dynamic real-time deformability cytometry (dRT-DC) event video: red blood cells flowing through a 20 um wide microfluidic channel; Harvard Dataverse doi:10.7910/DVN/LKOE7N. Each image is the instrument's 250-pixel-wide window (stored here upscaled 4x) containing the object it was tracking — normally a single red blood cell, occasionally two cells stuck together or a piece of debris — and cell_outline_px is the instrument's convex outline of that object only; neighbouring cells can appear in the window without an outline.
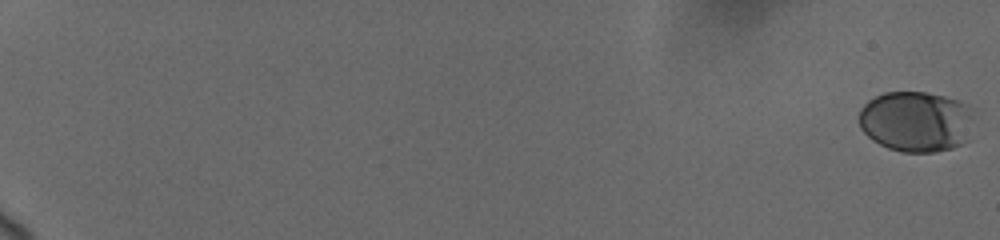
{"species": "human", "species_latin": "Homo sapiens", "temperature_condition": "cold", "stored_images_in_passage": 74, "camera_frame_rate_fps": 3000, "um_per_image_px": 0.085, "donor": {"sex": "female"}, "frame": {"image": 1, "passage_image": 1, "time_ms": 0.0, "image_size_px": [1000, 240], "cell_outline_px": [[976, 108], [964, 140], [960, 144], [952, 148], [936, 152], [900, 152], [888, 148], [872, 140], [860, 128], [860, 108], [868, 100], [884, 92], [924, 92], [944, 96], [960, 100]], "centroid_in_image_um": [77.86, 10.31], "position_along_channel_um": 7.1, "area_um2": 40.81}}
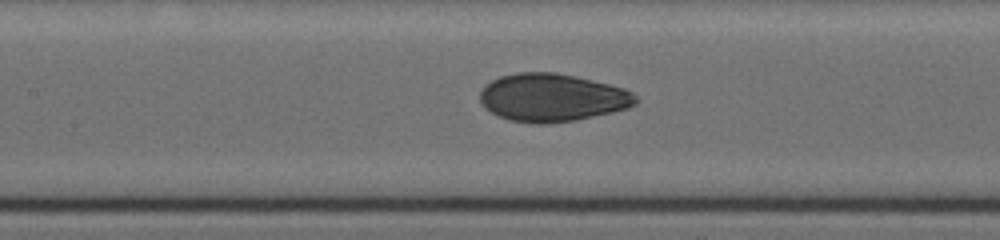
{"frame": {"image": 2, "passage_image": 34, "time_ms": 10.667, "image_size_px": [1000, 240], "cell_outline_px": [[640, 100], [636, 104], [628, 108], [612, 112], [576, 120], [544, 124], [532, 124], [508, 120], [484, 108], [480, 100], [480, 92], [492, 80], [500, 76], [520, 72], [556, 72], [576, 76], [624, 88], [632, 92]], "centroid_in_image_um": [46.95, 8.3], "position_along_channel_um": 160.4, "area_um2": 43.58}}
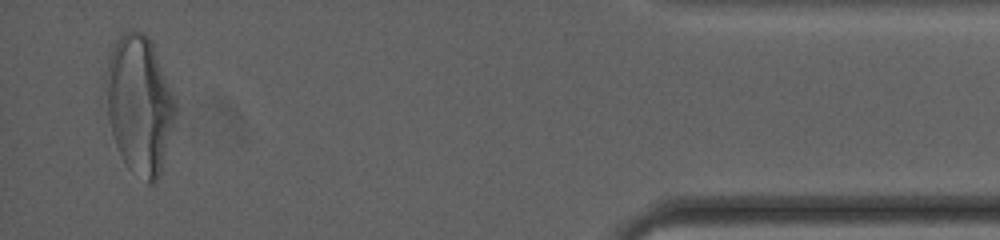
{"frame": {"image": 3, "passage_image": 70, "time_ms": 19.333, "image_size_px": [1000, 240], "cell_outline_px": [[176, 112], [160, 172], [156, 180], [152, 184], [148, 184], [132, 172], [124, 164], [120, 156], [112, 132], [108, 116], [104, 80], [104, 72], [108, 56], [116, 40], [124, 32], [132, 28], [144, 32], [148, 36], [152, 44], [176, 96]], "centroid_in_image_um": [11.83, 8.84], "position_along_channel_um": 423.4, "area_um2": 56.41}}